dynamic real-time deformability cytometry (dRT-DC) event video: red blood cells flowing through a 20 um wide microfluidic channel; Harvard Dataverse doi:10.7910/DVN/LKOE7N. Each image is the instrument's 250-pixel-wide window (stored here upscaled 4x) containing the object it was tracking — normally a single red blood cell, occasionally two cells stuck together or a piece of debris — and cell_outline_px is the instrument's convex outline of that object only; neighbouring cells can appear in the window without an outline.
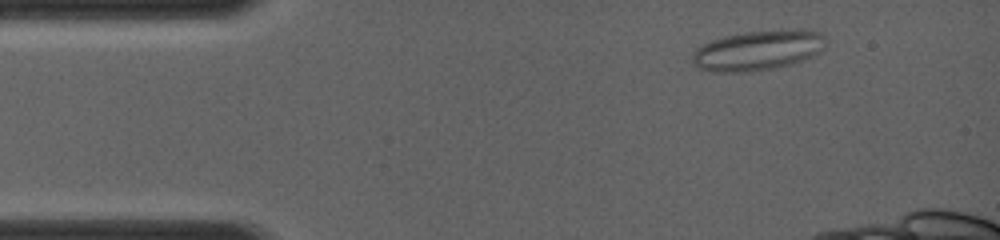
{"species": "common noctule bat (a hibernating species)", "species_latin": "Nyctalus noctula", "temperature_condition": "room temperature", "stored_images_in_passage": 6, "camera_frame_rate_fps": 4000, "um_per_image_px": 0.085, "animal": {"sex": "female", "body_mass_g": 19.0, "forearm_length_mm": 56.7}, "frame": {"image": 1, "passage_image": 3, "time_ms": 1.0, "image_size_px": [1000, 240], "cell_outline_px": [[828, 40], [824, 48], [820, 52], [804, 60], [792, 64], [776, 68], [752, 72], [712, 72], [696, 68], [688, 56], [696, 48], [712, 40], [724, 36], [744, 32], [800, 28], [808, 28], [820, 32]], "centroid_in_image_um": [64.44, 4.28], "position_along_channel_um": 20.6, "area_um2": 32.08}}
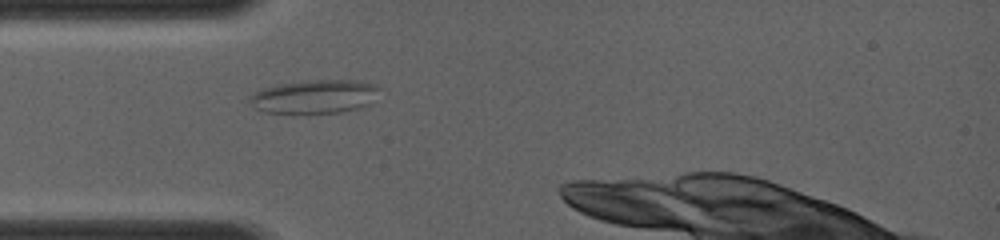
{"frame": {"image": 2, "passage_image": 6, "time_ms": 3.25, "image_size_px": [1000, 240], "cell_outline_px": [[380, 88], [372, 104], [364, 108], [340, 112], [292, 116], [260, 112], [248, 104], [248, 100], [256, 92], [264, 88], [280, 84], [308, 80], [364, 80], [376, 84]], "centroid_in_image_um": [26.75, 8.26], "position_along_channel_um": 58.3, "area_um2": 26.76}}